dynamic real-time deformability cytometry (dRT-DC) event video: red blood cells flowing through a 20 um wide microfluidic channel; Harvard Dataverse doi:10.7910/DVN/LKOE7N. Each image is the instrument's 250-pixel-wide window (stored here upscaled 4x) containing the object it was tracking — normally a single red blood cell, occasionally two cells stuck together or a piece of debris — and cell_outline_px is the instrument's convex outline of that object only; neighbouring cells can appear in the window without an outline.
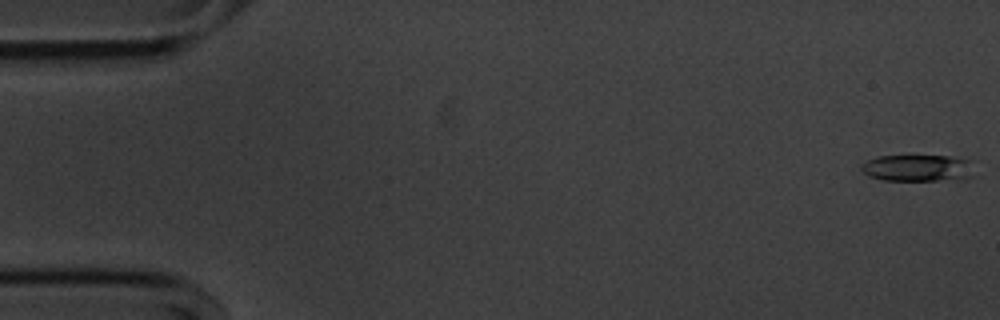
{"species": "common noctule bat (a hibernating species)", "species_latin": "Nyctalus noctula", "temperature_condition": "cold", "stored_images_in_passage": 55, "camera_frame_rate_fps": 3000, "um_per_image_px": 0.085, "animal": {"sex": "male", "body_mass_g": 20.1, "forearm_length_mm": 53.5}, "frame": {"image": 1, "passage_image": 1, "time_ms": 0.0, "image_size_px": [1000, 320], "cell_outline_px": [[972, 176], [964, 180], [884, 180], [868, 176], [860, 168], [868, 160], [876, 156], [948, 156], [968, 160]], "centroid_in_image_um": [77.99, 14.29], "position_along_channel_um": 7.0, "area_um2": 17.4}}
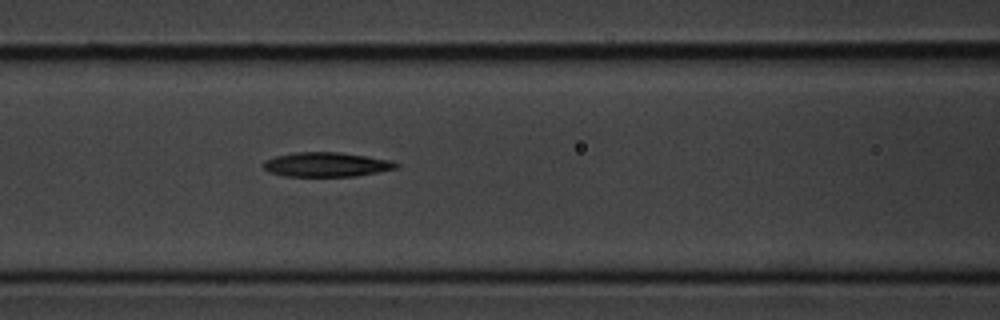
{"frame": {"image": 2, "passage_image": 23, "time_ms": 7.333, "image_size_px": [1000, 320], "cell_outline_px": [[400, 168], [356, 176], [284, 176], [268, 172], [264, 168], [264, 164], [268, 160], [276, 156], [296, 152], [340, 152], [392, 160], [400, 164]], "centroid_in_image_um": [27.82, 13.99], "position_along_channel_um": 138.8, "area_um2": 18.9}}
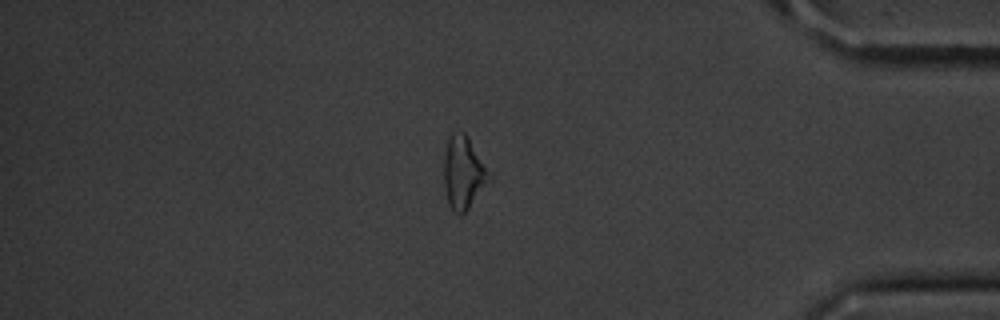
{"frame": {"image": 3, "passage_image": 47, "time_ms": 15.333, "image_size_px": [1000, 320], "cell_outline_px": [[492, 180], [468, 208], [460, 216], [448, 204], [444, 184], [444, 156], [448, 136], [452, 132], [464, 132], [468, 136]], "centroid_in_image_um": [39.37, 14.68], "position_along_channel_um": 395.8, "area_um2": 18.9}}